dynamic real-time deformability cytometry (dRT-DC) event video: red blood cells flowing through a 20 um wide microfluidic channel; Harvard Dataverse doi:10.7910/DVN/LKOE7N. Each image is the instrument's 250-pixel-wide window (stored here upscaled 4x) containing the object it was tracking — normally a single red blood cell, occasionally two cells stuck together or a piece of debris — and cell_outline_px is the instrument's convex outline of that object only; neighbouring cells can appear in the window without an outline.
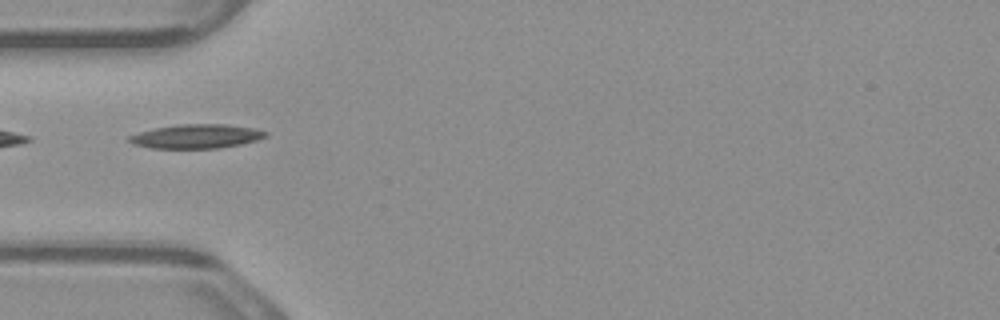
{"species": "common noctule bat (a hibernating species)", "species_latin": "Nyctalus noctula", "temperature_condition": "warm", "stored_images_in_passage": 7, "camera_frame_rate_fps": 3000, "um_per_image_px": 0.085, "animal": {"sex": "male", "body_mass_g": 23.1, "forearm_length_mm": 52.7}, "frame": {"image": 1, "passage_image": 4, "time_ms": 1.0, "image_size_px": [1000, 320], "cell_outline_px": [[268, 136], [256, 140], [240, 144], [220, 148], [152, 148], [136, 144], [128, 140], [128, 136], [140, 132], [156, 128], [176, 124], [228, 124], [252, 128], [268, 132]], "centroid_in_image_um": [16.72, 11.58], "position_along_channel_um": 68.3, "area_um2": 18.96}}
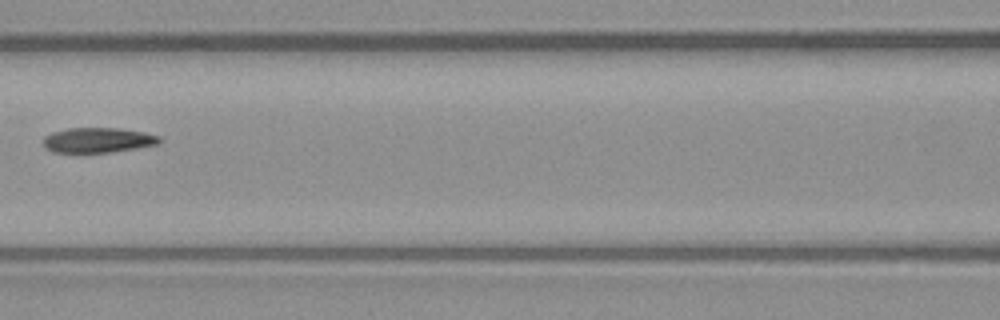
{"frame": {"image": 2, "passage_image": 6, "time_ms": 1.667, "image_size_px": [1000, 320], "cell_outline_px": [[160, 140], [156, 144], [136, 148], [112, 152], [80, 156], [52, 152], [44, 148], [44, 136], [52, 132], [68, 128], [116, 128], [144, 132], [160, 136]], "centroid_in_image_um": [8.21, 11.96], "position_along_channel_um": 158.4, "area_um2": 17.69}}
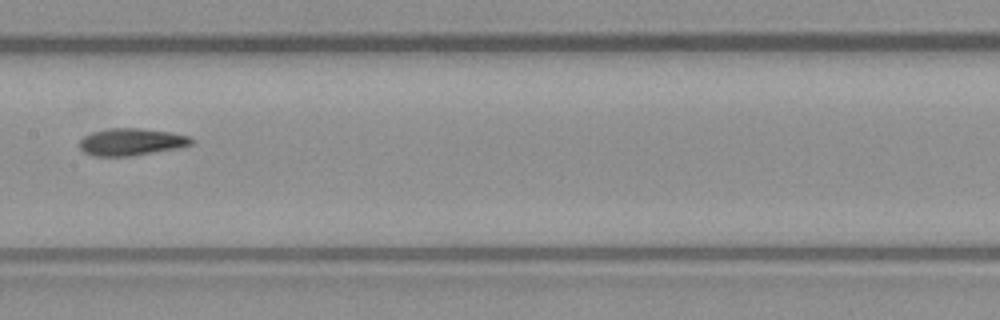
{"frame": {"image": 3, "passage_image": 7, "time_ms": 2.0, "image_size_px": [1000, 320], "cell_outline_px": [[196, 140], [192, 144], [180, 148], [128, 156], [92, 156], [84, 152], [80, 148], [80, 140], [84, 136], [92, 132], [108, 128], [140, 128], [172, 132], [188, 136]], "centroid_in_image_um": [11.18, 12.06], "position_along_channel_um": 196.2, "area_um2": 17.8}}